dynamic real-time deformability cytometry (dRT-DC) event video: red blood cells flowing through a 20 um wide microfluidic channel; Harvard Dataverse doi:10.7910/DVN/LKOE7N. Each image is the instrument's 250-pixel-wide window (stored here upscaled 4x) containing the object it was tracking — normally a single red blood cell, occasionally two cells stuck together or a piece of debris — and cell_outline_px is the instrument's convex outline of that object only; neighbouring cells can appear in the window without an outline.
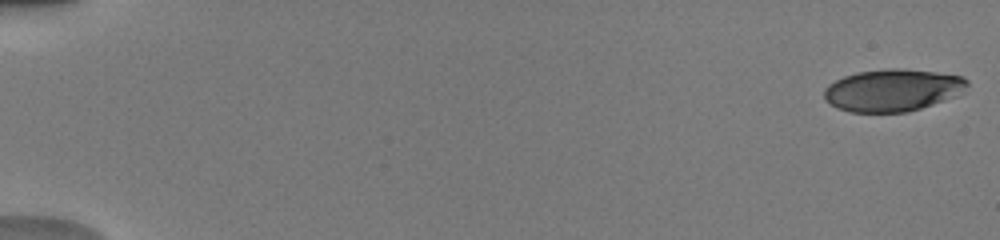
{"species": "human", "species_latin": "Homo sapiens", "temperature_condition": "warm", "stored_images_in_passage": 51, "camera_frame_rate_fps": 3000, "um_per_image_px": 0.085, "donor": {"sex": "male"}, "frame": {"image": 1, "passage_image": 1, "time_ms": 0.0, "image_size_px": [1000, 240], "cell_outline_px": [[968, 84], [952, 96], [932, 104], [908, 112], [852, 112], [836, 108], [824, 100], [824, 88], [828, 84], [844, 76], [856, 72], [888, 68], [900, 68], [936, 72], [964, 76], [968, 80]], "centroid_in_image_um": [75.8, 7.65], "position_along_channel_um": 9.2, "area_um2": 34.97}}
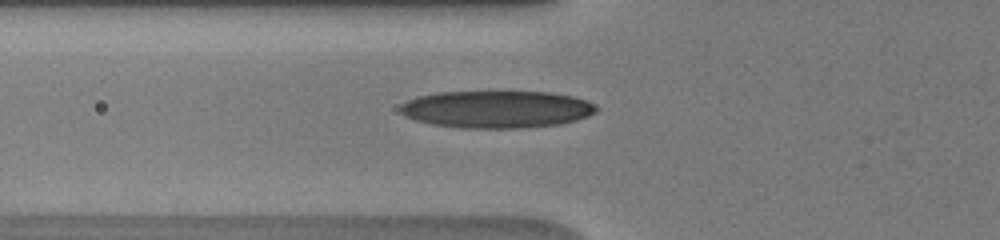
{"frame": {"image": 2, "passage_image": 20, "time_ms": 6.333, "image_size_px": [1000, 240], "cell_outline_px": [[600, 108], [596, 112], [588, 116], [576, 120], [560, 124], [520, 128], [464, 128], [432, 124], [416, 120], [404, 116], [400, 112], [400, 104], [416, 96], [440, 92], [552, 92], [572, 96], [596, 104]], "centroid_in_image_um": [42.22, 9.29], "position_along_channel_um": 83.6, "area_um2": 42.77}}
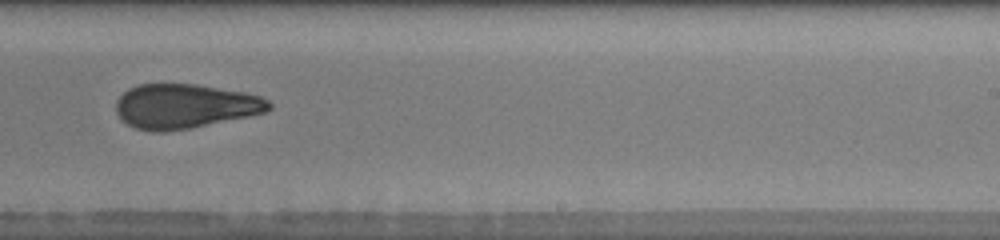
{"frame": {"image": 3, "passage_image": 34, "time_ms": 11.0, "image_size_px": [1000, 240], "cell_outline_px": [[272, 108], [264, 112], [248, 116], [192, 128], [164, 132], [152, 132], [136, 128], [128, 124], [116, 112], [116, 100], [128, 88], [136, 84], [196, 84], [244, 92], [260, 96], [268, 100], [272, 104]], "centroid_in_image_um": [15.71, 9.03], "position_along_channel_um": 273.3, "area_um2": 39.65}, "authors_computed_cell_mechanics": {"area_um2": 39.304, "velocity_mm_per_s": 4.0536, "shape_relaxation_time_tau1_ms": 7.2877, "shape_relaxation_time_tau2_ms": 2.6969, "deformation_change_tau1": 0.2416, "deformation_change_tau2": 0.1037}}